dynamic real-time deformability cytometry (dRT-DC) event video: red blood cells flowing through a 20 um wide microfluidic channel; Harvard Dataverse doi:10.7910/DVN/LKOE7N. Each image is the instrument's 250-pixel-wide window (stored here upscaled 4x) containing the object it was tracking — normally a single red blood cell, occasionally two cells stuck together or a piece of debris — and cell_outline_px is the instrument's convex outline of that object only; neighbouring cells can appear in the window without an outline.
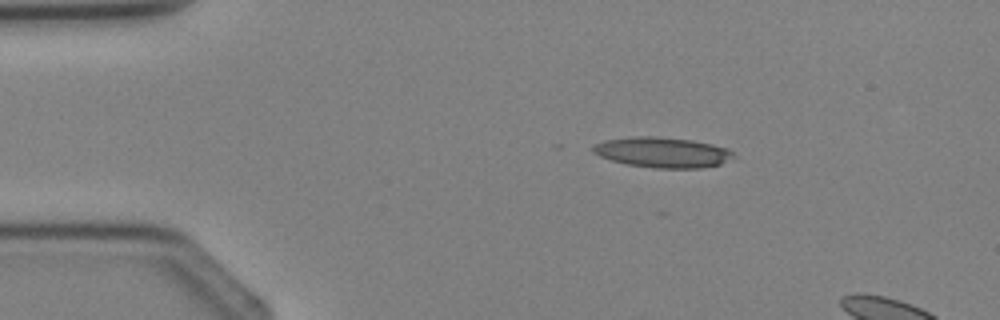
{"species": "Egyptian fruit bat (a non-hibernating species)", "species_latin": "Rousettus aegyptiacus", "temperature_condition": "cold", "stored_images_in_passage": 2, "camera_frame_rate_fps": 3000, "um_per_image_px": 0.085, "animal": {"sex": "female"}, "frame": {"image": 1, "passage_image": 1, "time_ms": 0.0, "image_size_px": [1000, 320], "cell_outline_px": [[736, 156], [720, 164], [700, 168], [656, 168], [624, 164], [600, 156], [592, 152], [592, 148], [596, 144], [604, 140], [636, 136], [660, 136], [692, 140], [712, 144], [728, 148]], "centroid_in_image_um": [56.32, 12.94], "position_along_channel_um": 28.7, "area_um2": 24.91}}